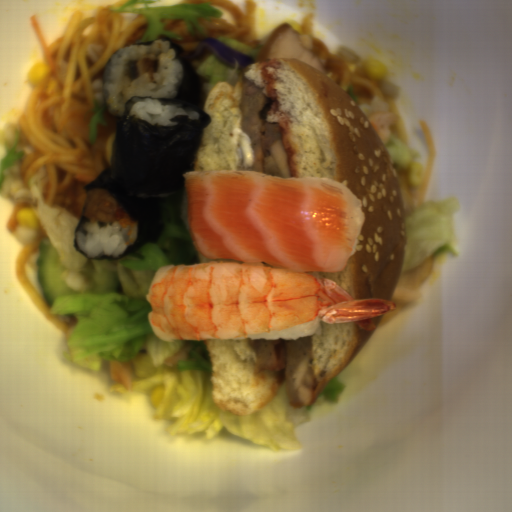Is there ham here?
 <instances>
[{"mask_svg":"<svg viewBox=\"0 0 512 512\" xmlns=\"http://www.w3.org/2000/svg\"><path fill=\"white\" fill-rule=\"evenodd\" d=\"M126 213L114 198L97 189L86 191L83 216L87 221L115 224L123 221Z\"/></svg>","mask_w":512,"mask_h":512,"instance_id":"obj_1","label":"ham"},{"mask_svg":"<svg viewBox=\"0 0 512 512\" xmlns=\"http://www.w3.org/2000/svg\"><path fill=\"white\" fill-rule=\"evenodd\" d=\"M158 68V60L155 54H146L142 56L137 63L138 73L141 75H148L149 81L154 82L153 75L156 73Z\"/></svg>","mask_w":512,"mask_h":512,"instance_id":"obj_2","label":"ham"}]
</instances>
